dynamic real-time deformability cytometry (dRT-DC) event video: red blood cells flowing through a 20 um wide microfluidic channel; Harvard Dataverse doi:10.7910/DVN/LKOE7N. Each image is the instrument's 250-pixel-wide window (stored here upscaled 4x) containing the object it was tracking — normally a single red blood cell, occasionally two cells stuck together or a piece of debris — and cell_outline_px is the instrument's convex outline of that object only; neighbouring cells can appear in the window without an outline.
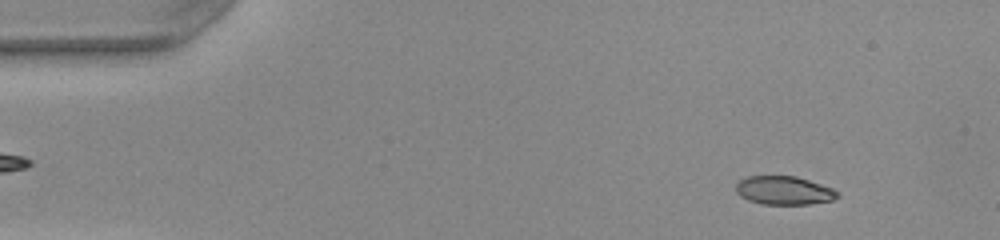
{"species": "common noctule bat (a hibernating species)", "species_latin": "Nyctalus noctula", "temperature_condition": "warm", "stored_images_in_passage": 50, "camera_frame_rate_fps": 3000, "um_per_image_px": 0.085, "animal": {"sex": "female", "body_mass_g": 22.0, "forearm_length_mm": 56.7}, "frame": {"image": 1, "passage_image": 5, "time_ms": 1.333, "image_size_px": [1000, 240], "cell_outline_px": [[840, 196], [832, 200], [808, 204], [760, 204], [748, 200], [740, 196], [736, 192], [736, 184], [740, 180], [748, 176], [796, 176], [832, 188], [840, 192]], "centroid_in_image_um": [66.64, 16.19], "position_along_channel_um": 18.4, "area_um2": 16.88}}
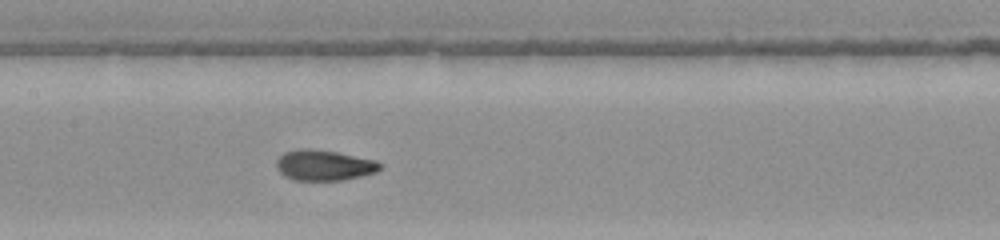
{"frame": {"image": 2, "passage_image": 24, "time_ms": 7.667, "image_size_px": [1000, 240], "cell_outline_px": [[384, 164], [376, 172], [344, 180], [292, 180], [284, 176], [276, 168], [276, 160], [284, 152], [300, 148], [308, 148], [336, 152], [376, 160]], "centroid_in_image_um": [27.53, 14.04], "position_along_channel_um": 179.9, "area_um2": 18.55}}
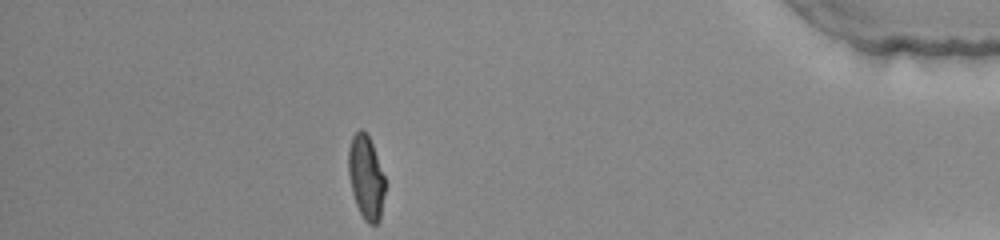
{"frame": {"image": 3, "passage_image": 44, "time_ms": 14.333, "image_size_px": [1000, 240], "cell_outline_px": [[384, 192], [380, 220], [376, 224], [368, 224], [364, 220], [356, 204], [352, 192], [348, 172], [348, 148], [352, 136], [360, 128], [368, 136], [372, 144], [384, 176]], "centroid_in_image_um": [31.09, 15.08], "position_along_channel_um": 404.1, "area_um2": 17.69}, "authors_computed_cell_mechanics": {"area_um2": 18.0047, "velocity_mm_per_s": 4.0683, "shape_relaxation_time_tau1_ms": null, "shape_relaxation_time_tau2_ms": 0.982, "deformation_change_tau1": null, "deformation_change_tau2": 0.0623}}